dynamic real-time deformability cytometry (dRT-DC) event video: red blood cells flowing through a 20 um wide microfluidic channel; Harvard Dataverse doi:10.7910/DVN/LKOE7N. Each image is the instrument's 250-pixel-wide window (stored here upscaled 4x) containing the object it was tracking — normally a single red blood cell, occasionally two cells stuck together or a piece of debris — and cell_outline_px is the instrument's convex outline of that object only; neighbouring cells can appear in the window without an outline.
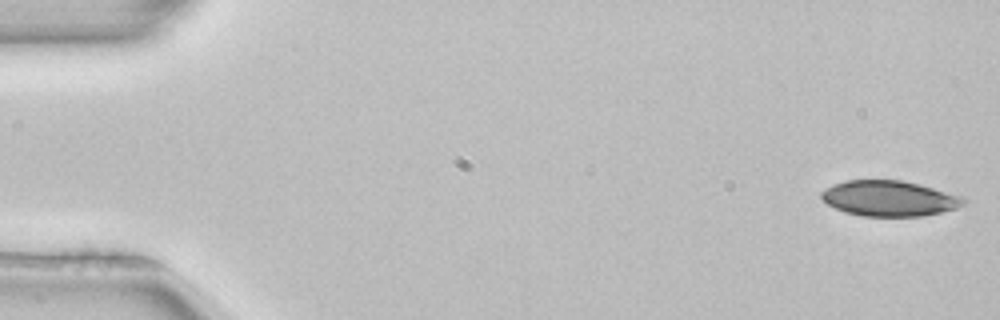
{"species": "common noctule bat (a hibernating species)", "species_latin": "Nyctalus noctula", "temperature_condition": "room temperature", "stored_images_in_passage": 13, "camera_frame_rate_fps": 3000, "um_per_image_px": 0.085, "animal": {"sex": "female", "body_mass_g": 22.7, "forearm_length_mm": 54.2}, "frame": {"image": 1, "passage_image": 1, "time_ms": 0.0, "image_size_px": [1000, 320], "cell_outline_px": [[968, 200], [964, 204], [956, 208], [924, 216], [864, 216], [844, 212], [828, 204], [820, 196], [820, 192], [824, 188], [832, 184], [848, 180], [904, 180], [920, 184], [960, 196]], "centroid_in_image_um": [75.56, 16.86], "position_along_channel_um": 9.4, "area_um2": 29.42}}
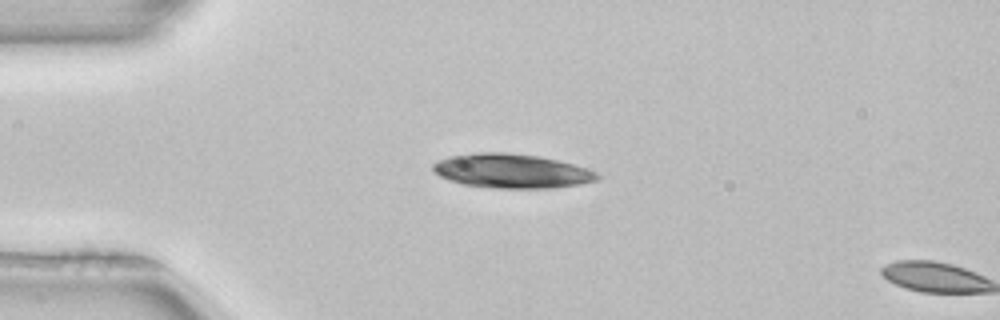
{"frame": {"image": 2, "passage_image": 12, "time_ms": 3.667, "image_size_px": [1000, 320], "cell_outline_px": [[600, 180], [580, 184], [552, 188], [496, 188], [464, 184], [448, 180], [440, 176], [432, 168], [432, 164], [436, 160], [448, 156], [476, 152], [508, 152], [540, 156], [572, 164], [596, 172], [600, 176]], "centroid_in_image_um": [43.47, 14.52], "position_along_channel_um": 41.5, "area_um2": 32.83}}